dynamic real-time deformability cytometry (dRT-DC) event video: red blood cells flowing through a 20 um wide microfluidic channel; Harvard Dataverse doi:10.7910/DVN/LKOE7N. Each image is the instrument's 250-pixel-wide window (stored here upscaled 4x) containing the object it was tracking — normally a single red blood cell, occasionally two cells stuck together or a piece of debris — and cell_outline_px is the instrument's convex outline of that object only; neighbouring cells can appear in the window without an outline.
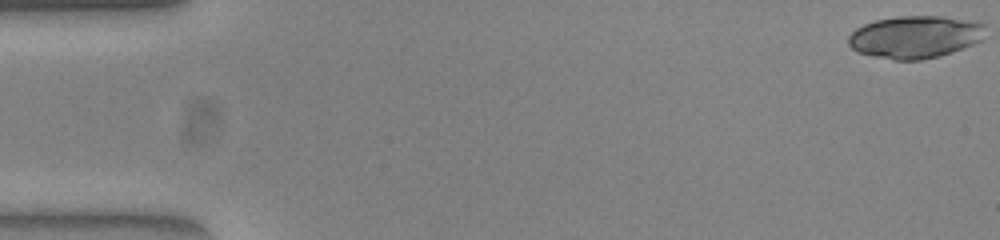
{"species": "common noctule bat (a hibernating species)", "species_latin": "Nyctalus noctula", "temperature_condition": "warm", "stored_images_in_passage": 52, "camera_frame_rate_fps": 3000, "um_per_image_px": 0.085, "animal": {"sex": "female", "body_mass_g": 23.0, "forearm_length_mm": 53.4}, "frame": {"image": 1, "passage_image": 1, "time_ms": 0.0, "image_size_px": [1000, 240], "cell_outline_px": [[984, 24], [980, 40], [972, 44], [952, 52], [940, 56], [920, 60], [896, 60], [876, 56], [860, 52], [852, 48], [848, 44], [848, 36], [856, 28], [864, 24], [876, 20], [900, 16], [940, 16], [976, 20]], "centroid_in_image_um": [77.78, 3.13], "position_along_channel_um": 7.2, "area_um2": 33.64}}